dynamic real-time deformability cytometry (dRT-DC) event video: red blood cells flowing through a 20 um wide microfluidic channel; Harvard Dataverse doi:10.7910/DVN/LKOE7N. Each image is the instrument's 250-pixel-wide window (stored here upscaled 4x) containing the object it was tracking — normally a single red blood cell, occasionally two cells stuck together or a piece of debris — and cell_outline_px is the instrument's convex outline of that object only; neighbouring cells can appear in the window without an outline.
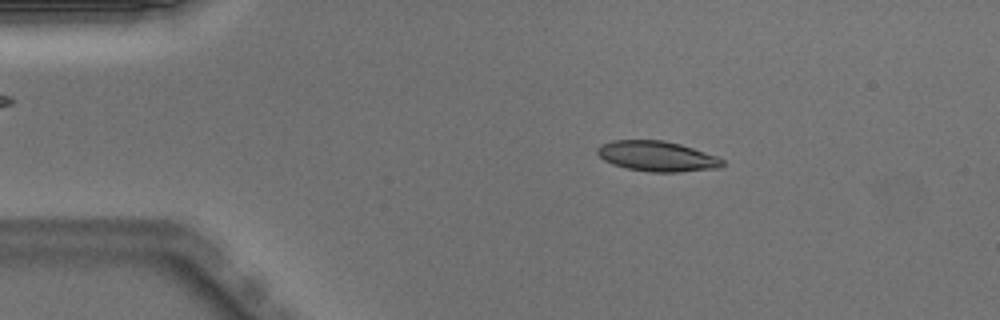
{"species": "Egyptian fruit bat (a non-hibernating species)", "species_latin": "Rousettus aegyptiacus", "temperature_condition": "warm", "stored_images_in_passage": 49, "camera_frame_rate_fps": 3000, "um_per_image_px": 0.085, "animal": {"sex": "male"}, "frame": {"image": 1, "passage_image": 8, "time_ms": 2.333, "image_size_px": [1000, 320], "cell_outline_px": [[724, 164], [720, 168], [680, 172], [648, 172], [628, 168], [612, 164], [604, 160], [596, 152], [596, 148], [600, 144], [612, 140], [664, 140], [680, 144], [716, 156], [724, 160]], "centroid_in_image_um": [55.83, 13.28], "position_along_channel_um": 29.2, "area_um2": 22.14}}
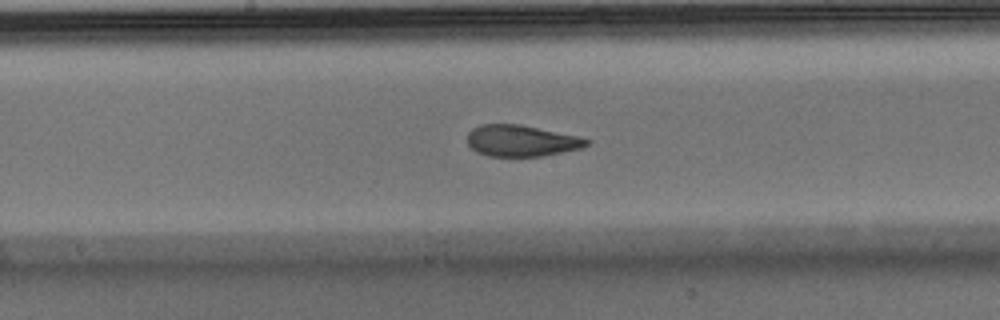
{"frame": {"image": 2, "passage_image": 25, "time_ms": 8.0, "image_size_px": [1000, 320], "cell_outline_px": [[592, 140], [588, 144], [580, 148], [544, 156], [488, 156], [476, 152], [468, 144], [468, 132], [472, 128], [480, 124], [520, 124], [576, 136]], "centroid_in_image_um": [44.28, 11.96], "position_along_channel_um": 203.9, "area_um2": 21.68}}
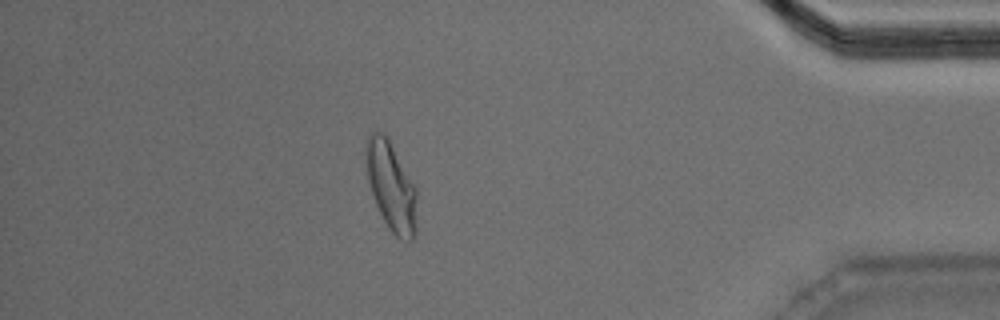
{"frame": {"image": 3, "passage_image": 43, "time_ms": 14.0, "image_size_px": [1000, 320], "cell_outline_px": [[416, 232], [412, 240], [400, 240], [392, 232], [384, 220], [376, 204], [368, 180], [364, 152], [364, 144], [368, 132], [384, 132], [388, 136], [416, 188]], "centroid_in_image_um": [33.23, 15.77], "position_along_channel_um": 402.0, "area_um2": 26.59}, "authors_computed_cell_mechanics": {"area_um2": 22.8888, "velocity_mm_per_s": 4.0013, "shape_relaxation_time_tau1_ms": 6.8624, "shape_relaxation_time_tau2_ms": 1.1621, "deformation_change_tau1": 0.2332, "deformation_change_tau2": 0.0697}}